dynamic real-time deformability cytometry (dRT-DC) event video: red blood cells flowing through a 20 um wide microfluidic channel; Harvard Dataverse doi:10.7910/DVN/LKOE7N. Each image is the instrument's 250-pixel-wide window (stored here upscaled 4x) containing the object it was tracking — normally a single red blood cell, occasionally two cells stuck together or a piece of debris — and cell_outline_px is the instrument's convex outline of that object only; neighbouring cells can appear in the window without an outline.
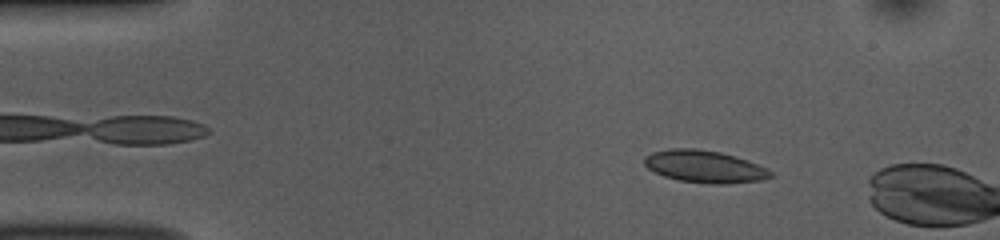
{"species": "common noctule bat (a hibernating species)", "species_latin": "Nyctalus noctula", "temperature_condition": "room temperature", "stored_images_in_passage": 47, "camera_frame_rate_fps": 3000, "um_per_image_px": 0.085, "animal": {"sex": "female", "body_mass_g": 10.0, "forearm_length_mm": 53.1}, "frame": {"image": 1, "passage_image": 7, "time_ms": 2.0, "image_size_px": [1000, 240], "cell_outline_px": [[772, 176], [760, 180], [728, 184], [712, 184], [680, 180], [664, 176], [648, 168], [644, 164], [644, 156], [652, 152], [668, 148], [692, 148], [720, 152], [736, 156], [756, 164], [772, 172]], "centroid_in_image_um": [59.85, 14.15], "position_along_channel_um": 25.2, "area_um2": 23.52}}
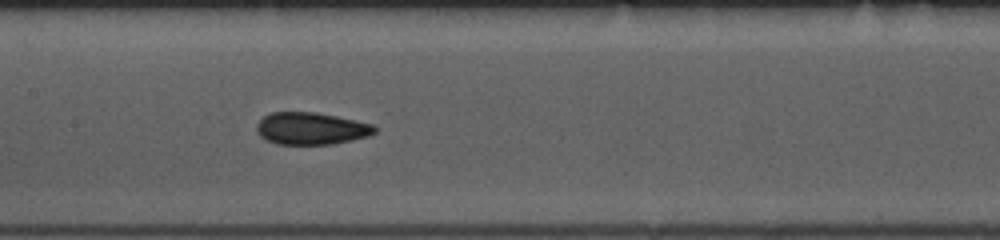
{"frame": {"image": 2, "passage_image": 24, "time_ms": 7.667, "image_size_px": [1000, 240], "cell_outline_px": [[376, 132], [368, 136], [352, 140], [332, 144], [276, 144], [260, 136], [256, 128], [256, 124], [264, 116], [272, 112], [316, 112], [336, 116], [372, 124], [376, 128]], "centroid_in_image_um": [26.44, 10.92], "position_along_channel_um": 181.0, "area_um2": 22.02}}
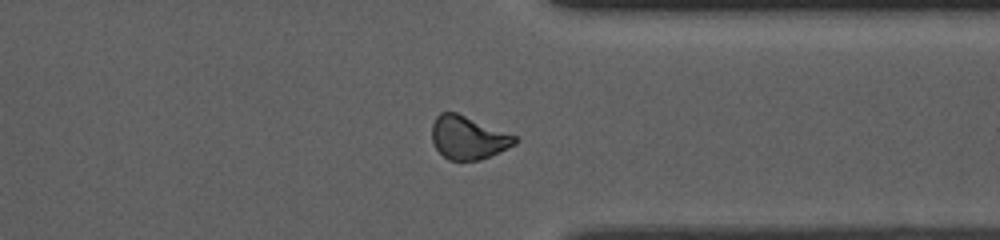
{"frame": {"image": 3, "passage_image": 39, "time_ms": 12.667, "image_size_px": [1000, 240], "cell_outline_px": [[520, 140], [516, 144], [508, 148], [480, 160], [448, 160], [432, 144], [432, 124], [436, 116], [440, 112], [456, 112], [516, 136]], "centroid_in_image_um": [39.78, 11.7], "position_along_channel_um": 371.6, "area_um2": 20.81}, "authors_computed_cell_mechanics": {"area_um2": 22.253, "velocity_mm_per_s": 3.8653, "shape_relaxation_time_tau1_ms": null, "shape_relaxation_time_tau2_ms": 2.6857, "deformation_change_tau1": null, "deformation_change_tau2": 0.0654}}